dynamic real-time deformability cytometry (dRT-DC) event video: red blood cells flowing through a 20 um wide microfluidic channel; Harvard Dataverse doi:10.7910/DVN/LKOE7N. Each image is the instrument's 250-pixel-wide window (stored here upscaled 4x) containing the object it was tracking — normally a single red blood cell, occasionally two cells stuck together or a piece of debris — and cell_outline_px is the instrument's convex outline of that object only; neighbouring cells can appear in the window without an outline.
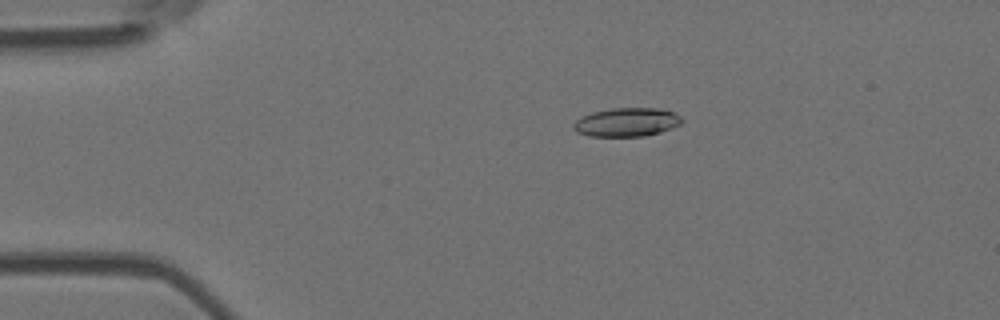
{"species": "Egyptian fruit bat (a non-hibernating species)", "species_latin": "Rousettus aegyptiacus", "temperature_condition": "room temperature", "stored_images_in_passage": 54, "camera_frame_rate_fps": 3000, "um_per_image_px": 0.085, "animal": {"sex": "female"}, "frame": {"image": 1, "passage_image": 11, "time_ms": 3.333, "image_size_px": [1000, 320], "cell_outline_px": [[684, 120], [680, 124], [672, 128], [660, 132], [644, 136], [588, 136], [576, 132], [572, 128], [572, 124], [576, 120], [592, 112], [612, 108], [660, 108], [672, 112], [680, 116]], "centroid_in_image_um": [53.26, 10.39], "position_along_channel_um": 31.7, "area_um2": 18.15}}
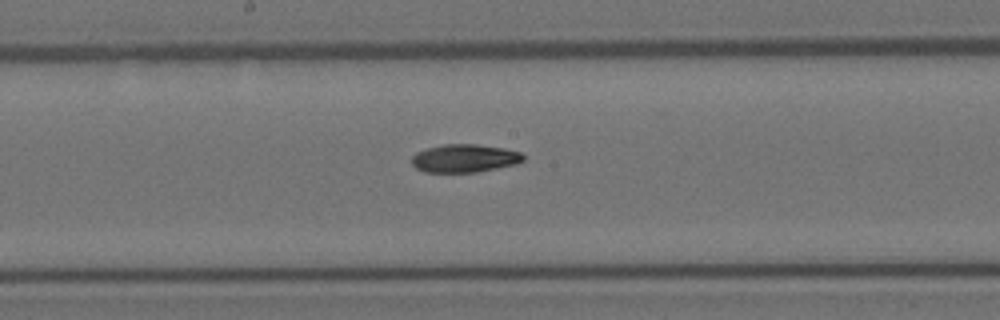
{"frame": {"image": 2, "passage_image": 29, "time_ms": 9.333, "image_size_px": [1000, 320], "cell_outline_px": [[524, 160], [516, 164], [476, 172], [424, 172], [416, 168], [412, 164], [412, 156], [416, 152], [424, 148], [444, 144], [476, 144], [504, 148], [520, 152], [524, 156]], "centroid_in_image_um": [39.46, 13.45], "position_along_channel_um": 208.7, "area_um2": 18.32}}
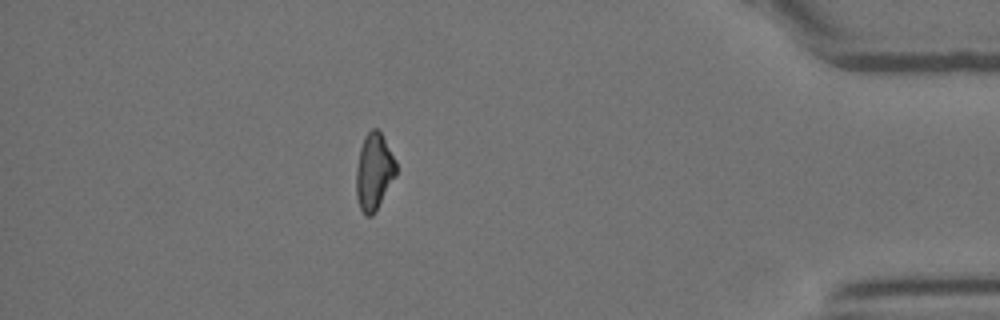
{"frame": {"image": 3, "passage_image": 48, "time_ms": 15.667, "image_size_px": [1000, 320], "cell_outline_px": [[396, 176], [372, 216], [364, 216], [360, 208], [356, 196], [356, 168], [360, 148], [364, 136], [372, 128], [376, 128], [380, 132], [396, 160]], "centroid_in_image_um": [31.78, 14.59], "position_along_channel_um": 403.4, "area_um2": 17.8}, "authors_computed_cell_mechanics": {"area_um2": 18.2359, "velocity_mm_per_s": 3.7658, "shape_relaxation_time_tau1_ms": null, "shape_relaxation_time_tau2_ms": 10.3675, "deformation_change_tau1": null, "deformation_change_tau2": 0.1838}}